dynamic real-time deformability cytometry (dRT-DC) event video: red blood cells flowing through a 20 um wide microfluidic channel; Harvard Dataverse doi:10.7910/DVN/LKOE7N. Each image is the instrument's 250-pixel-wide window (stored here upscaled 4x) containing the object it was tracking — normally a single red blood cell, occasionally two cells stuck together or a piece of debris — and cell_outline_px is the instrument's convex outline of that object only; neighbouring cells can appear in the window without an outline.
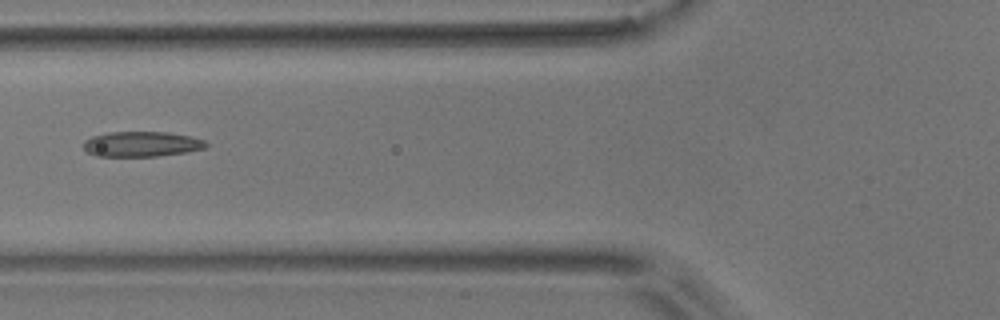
{"species": "common noctule bat (a hibernating species)", "species_latin": "Nyctalus noctula", "temperature_condition": "room temperature", "stored_images_in_passage": 6, "camera_frame_rate_fps": 3000, "um_per_image_px": 0.085, "animal": {"sex": "male", "body_mass_g": 17.9}, "frame": {"image": 1, "passage_image": 6, "time_ms": 6.667, "image_size_px": [1000, 320], "cell_outline_px": [[208, 144], [204, 148], [188, 152], [156, 156], [96, 156], [88, 152], [84, 148], [84, 140], [92, 136], [108, 132], [168, 132], [188, 136], [204, 140]], "centroid_in_image_um": [12.02, 12.24], "position_along_channel_um": 113.8, "area_um2": 17.92}}